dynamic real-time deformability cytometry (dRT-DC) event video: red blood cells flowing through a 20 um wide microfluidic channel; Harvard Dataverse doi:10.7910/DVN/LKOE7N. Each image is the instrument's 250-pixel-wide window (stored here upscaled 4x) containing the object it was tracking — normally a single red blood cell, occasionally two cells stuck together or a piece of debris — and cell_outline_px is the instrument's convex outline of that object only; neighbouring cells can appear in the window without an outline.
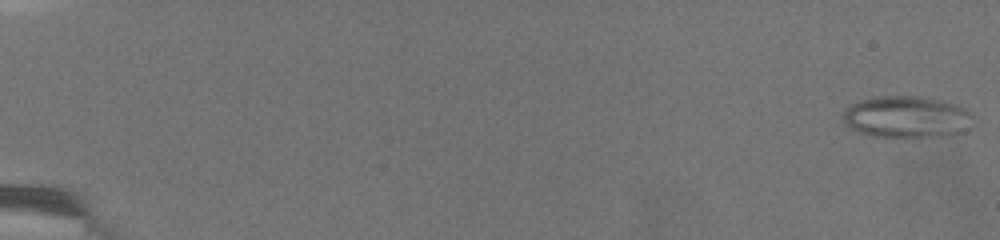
{"species": "common noctule bat (a hibernating species)", "species_latin": "Nyctalus noctula", "temperature_condition": "warm", "stored_images_in_passage": 46, "camera_frame_rate_fps": 3000, "um_per_image_px": 0.085, "animal": {"sex": "female", "body_mass_g": 19.5, "forearm_length_mm": 54.1}, "frame": {"image": 1, "passage_image": 1, "time_ms": 0.0, "image_size_px": [1000, 240], "cell_outline_px": [[968, 128], [964, 132], [940, 136], [872, 136], [860, 132], [852, 128], [844, 120], [844, 112], [852, 104], [860, 100], [876, 96], [920, 96], [940, 100], [956, 104], [968, 108]], "centroid_in_image_um": [77.06, 9.92], "position_along_channel_um": 7.9, "area_um2": 30.98}}
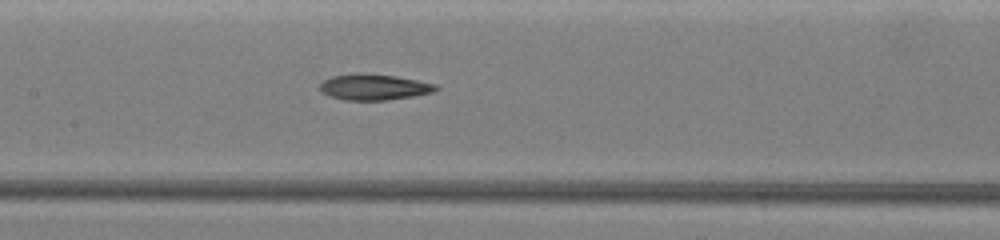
{"frame": {"image": 2, "passage_image": 30, "time_ms": 10.667, "image_size_px": [1000, 240], "cell_outline_px": [[440, 88], [432, 92], [412, 96], [388, 100], [344, 100], [328, 96], [320, 92], [320, 84], [324, 80], [332, 76], [352, 72], [360, 72], [396, 76], [436, 84]], "centroid_in_image_um": [31.74, 7.39], "position_along_channel_um": 175.7, "area_um2": 17.74}}
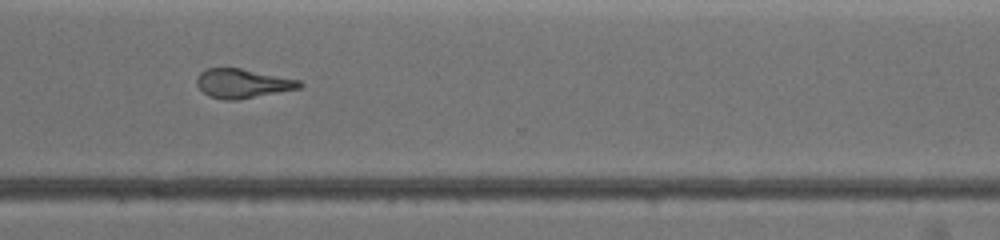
{"frame": {"image": 3, "passage_image": 45, "time_ms": 15.667, "image_size_px": [1000, 240], "cell_outline_px": [[304, 84], [300, 88], [236, 100], [224, 100], [208, 96], [196, 84], [196, 76], [200, 72], [208, 68], [240, 68], [300, 80]], "centroid_in_image_um": [20.6, 7.09], "position_along_channel_um": 350.0, "area_um2": 17.4}}